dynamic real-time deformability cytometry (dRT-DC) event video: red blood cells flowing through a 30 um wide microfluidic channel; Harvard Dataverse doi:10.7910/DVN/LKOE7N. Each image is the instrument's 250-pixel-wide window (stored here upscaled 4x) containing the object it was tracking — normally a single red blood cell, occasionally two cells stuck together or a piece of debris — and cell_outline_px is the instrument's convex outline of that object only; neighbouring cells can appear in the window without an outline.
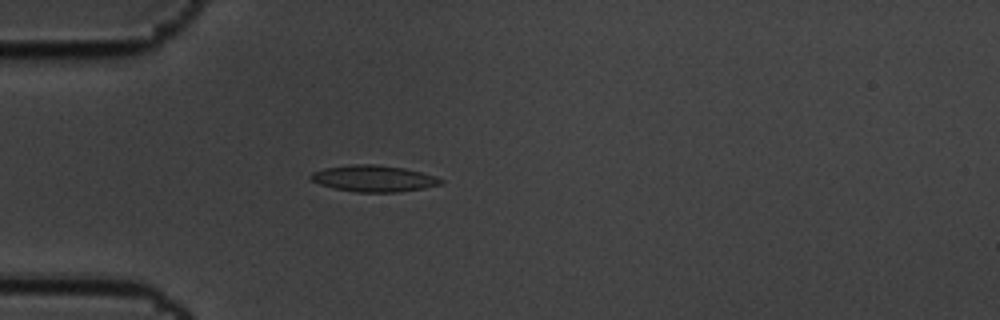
{"species": "common noctule bat (a hibernating species)", "species_latin": "Nyctalus noctula", "temperature_condition": "cold", "stored_images_in_passage": 5, "camera_frame_rate_fps": 3000, "um_per_image_px": 0.085, "animal": {"sex": "male", "body_mass_g": 19.5, "forearm_length_mm": 54.6}, "frame": {"image": 1, "passage_image": 5, "time_ms": 1.333, "image_size_px": [1000, 320], "cell_outline_px": [[444, 180], [440, 184], [424, 188], [396, 192], [356, 192], [332, 188], [320, 184], [312, 180], [308, 176], [312, 172], [324, 168], [352, 164], [376, 164], [404, 168], [436, 176]], "centroid_in_image_um": [31.74, 15.17], "position_along_channel_um": 53.3, "area_um2": 20.0}}